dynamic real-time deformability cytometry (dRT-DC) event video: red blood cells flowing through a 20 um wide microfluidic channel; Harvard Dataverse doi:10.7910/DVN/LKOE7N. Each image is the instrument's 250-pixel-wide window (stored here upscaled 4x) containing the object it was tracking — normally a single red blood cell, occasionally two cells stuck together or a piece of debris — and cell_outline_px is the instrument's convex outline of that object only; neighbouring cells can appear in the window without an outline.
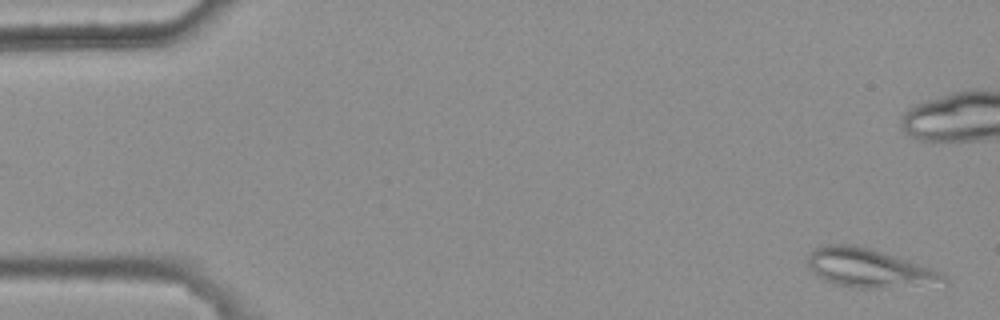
{"species": "common noctule bat (a hibernating species)", "species_latin": "Nyctalus noctula", "temperature_condition": "warm", "stored_images_in_passage": 4, "camera_frame_rate_fps": 3000, "um_per_image_px": 0.085, "animal": {"sex": "female", "body_mass_g": 25.1}, "frame": {"image": 1, "passage_image": 4, "time_ms": 1.0, "image_size_px": [1000, 320], "cell_outline_px": [[948, 280], [880, 288], [856, 288], [836, 284], [824, 280], [812, 272], [808, 264], [808, 256], [812, 248], [824, 244], [856, 244], [908, 260], [932, 268], [948, 276]], "centroid_in_image_um": [73.73, 22.74], "position_along_channel_um": 11.3, "area_um2": 30.0}}